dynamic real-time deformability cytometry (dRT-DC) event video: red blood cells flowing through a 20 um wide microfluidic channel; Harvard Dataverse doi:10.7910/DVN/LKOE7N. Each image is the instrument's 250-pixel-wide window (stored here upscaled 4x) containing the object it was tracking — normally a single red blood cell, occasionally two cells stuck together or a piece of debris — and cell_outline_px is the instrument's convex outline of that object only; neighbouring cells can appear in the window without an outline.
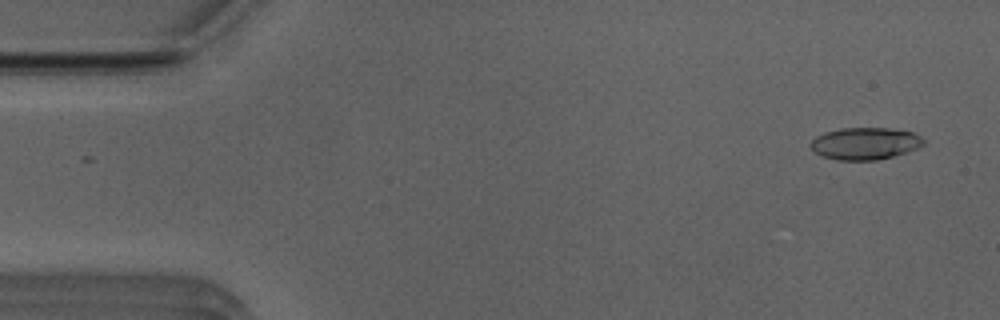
{"species": "Egyptian fruit bat (a non-hibernating species)", "species_latin": "Rousettus aegyptiacus", "temperature_condition": "room temperature", "stored_images_in_passage": 52, "camera_frame_rate_fps": 3000, "um_per_image_px": 0.085, "animal": {"sex": "male"}, "frame": {"image": 1, "passage_image": 3, "time_ms": 0.667, "image_size_px": [1000, 320], "cell_outline_px": [[924, 144], [916, 148], [892, 156], [876, 160], [836, 160], [824, 156], [816, 152], [808, 144], [816, 136], [824, 132], [840, 128], [888, 128], [912, 132], [920, 136], [924, 140]], "centroid_in_image_um": [73.5, 12.19], "position_along_channel_um": 11.5, "area_um2": 20.92}}
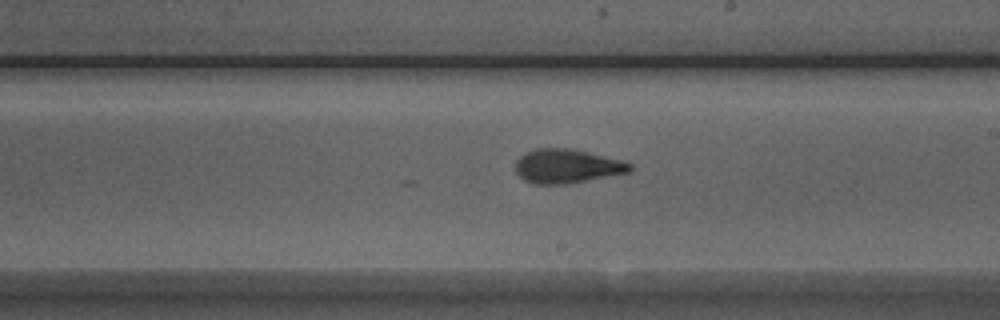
{"frame": {"image": 2, "passage_image": 29, "time_ms": 9.333, "image_size_px": [1000, 320], "cell_outline_px": [[632, 168], [628, 172], [564, 184], [532, 184], [524, 180], [516, 172], [516, 160], [520, 156], [536, 148], [572, 148], [620, 160], [632, 164]], "centroid_in_image_um": [48.14, 14.12], "position_along_channel_um": 240.9, "area_um2": 22.37}}
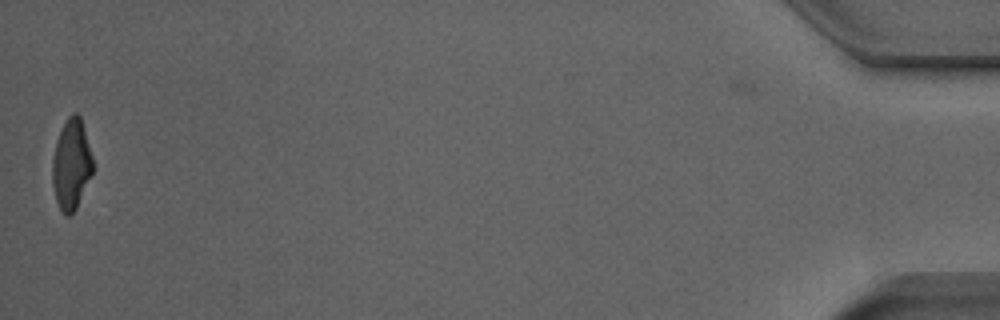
{"frame": {"image": 3, "passage_image": 51, "time_ms": 16.667, "image_size_px": [1000, 320], "cell_outline_px": [[92, 172], [76, 208], [68, 216], [64, 216], [56, 200], [52, 184], [52, 160], [56, 140], [68, 116], [72, 112], [76, 112], [80, 116], [92, 156]], "centroid_in_image_um": [6.04, 13.97], "position_along_channel_um": 429.2, "area_um2": 20.98}, "authors_computed_cell_mechanics": {"area_um2": 22.0796, "velocity_mm_per_s": 3.9697, "shape_relaxation_time_tau1_ms": 4.6096, "shape_relaxation_time_tau2_ms": 1.9616, "deformation_change_tau1": 0.1982, "deformation_change_tau2": 0.1027}}